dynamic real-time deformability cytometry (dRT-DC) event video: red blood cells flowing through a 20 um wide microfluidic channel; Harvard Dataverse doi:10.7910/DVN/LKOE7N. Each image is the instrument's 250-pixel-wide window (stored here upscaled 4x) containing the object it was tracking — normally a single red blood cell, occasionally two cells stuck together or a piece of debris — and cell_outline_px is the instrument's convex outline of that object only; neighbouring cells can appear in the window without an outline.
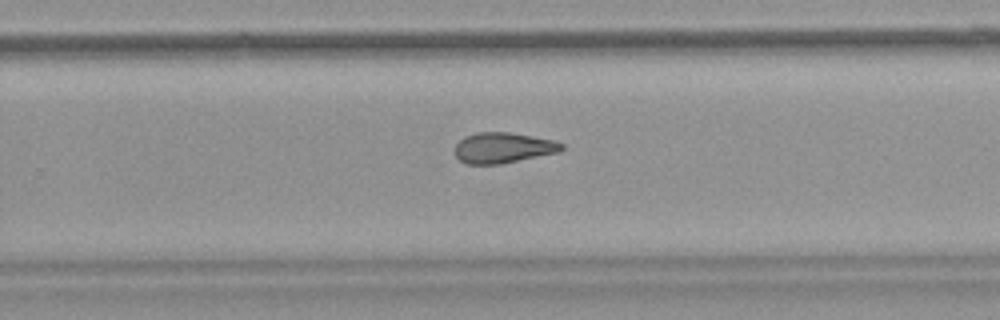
{"species": "common noctule bat (a hibernating species)", "species_latin": "Nyctalus noctula", "temperature_condition": "warm", "stored_images_in_passage": 34, "camera_frame_rate_fps": 3000, "um_per_image_px": 0.085, "animal": {"sex": "female", "body_mass_g": 18.4}, "frame": {"image": 1, "passage_image": 25, "time_ms": 8.0, "image_size_px": [1000, 320], "cell_outline_px": [[564, 148], [560, 152], [500, 164], [468, 164], [460, 160], [456, 156], [456, 144], [464, 136], [476, 132], [508, 132], [532, 136], [552, 140], [564, 144]], "centroid_in_image_um": [42.77, 12.56], "position_along_channel_um": 287.0, "area_um2": 18.96}}